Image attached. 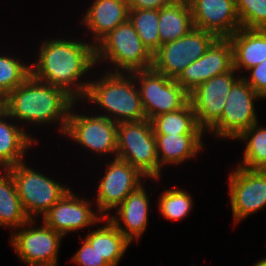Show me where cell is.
<instances>
[{
  "mask_svg": "<svg viewBox=\"0 0 266 266\" xmlns=\"http://www.w3.org/2000/svg\"><path fill=\"white\" fill-rule=\"evenodd\" d=\"M49 39L41 42L31 75L42 82L64 89L75 100H82L90 81L81 78L96 64L95 46L90 42ZM79 80V81H78Z\"/></svg>",
  "mask_w": 266,
  "mask_h": 266,
  "instance_id": "cell-1",
  "label": "cell"
},
{
  "mask_svg": "<svg viewBox=\"0 0 266 266\" xmlns=\"http://www.w3.org/2000/svg\"><path fill=\"white\" fill-rule=\"evenodd\" d=\"M75 101L64 89L30 75L6 96V113L11 121L16 119L24 124L27 122L42 126L45 123H59L61 125L58 129L64 135L69 112Z\"/></svg>",
  "mask_w": 266,
  "mask_h": 266,
  "instance_id": "cell-2",
  "label": "cell"
},
{
  "mask_svg": "<svg viewBox=\"0 0 266 266\" xmlns=\"http://www.w3.org/2000/svg\"><path fill=\"white\" fill-rule=\"evenodd\" d=\"M105 73L99 80L90 81L82 101L86 99L100 106L106 112L99 115L116 123L146 119L134 75L112 70Z\"/></svg>",
  "mask_w": 266,
  "mask_h": 266,
  "instance_id": "cell-3",
  "label": "cell"
},
{
  "mask_svg": "<svg viewBox=\"0 0 266 266\" xmlns=\"http://www.w3.org/2000/svg\"><path fill=\"white\" fill-rule=\"evenodd\" d=\"M95 52L96 63L101 60L113 63L116 68L114 73L148 70L153 64V55L144 46L129 19L105 36L95 46Z\"/></svg>",
  "mask_w": 266,
  "mask_h": 266,
  "instance_id": "cell-4",
  "label": "cell"
},
{
  "mask_svg": "<svg viewBox=\"0 0 266 266\" xmlns=\"http://www.w3.org/2000/svg\"><path fill=\"white\" fill-rule=\"evenodd\" d=\"M116 158L128 162L146 178L157 180L161 177L162 168L157 157L156 137L150 120L118 123Z\"/></svg>",
  "mask_w": 266,
  "mask_h": 266,
  "instance_id": "cell-5",
  "label": "cell"
},
{
  "mask_svg": "<svg viewBox=\"0 0 266 266\" xmlns=\"http://www.w3.org/2000/svg\"><path fill=\"white\" fill-rule=\"evenodd\" d=\"M25 162L8 168L11 172L22 206L30 218L42 217L71 188L28 167Z\"/></svg>",
  "mask_w": 266,
  "mask_h": 266,
  "instance_id": "cell-6",
  "label": "cell"
},
{
  "mask_svg": "<svg viewBox=\"0 0 266 266\" xmlns=\"http://www.w3.org/2000/svg\"><path fill=\"white\" fill-rule=\"evenodd\" d=\"M138 84L141 104L146 119L173 112L183 108L189 102V93L176 81L152 68L132 72Z\"/></svg>",
  "mask_w": 266,
  "mask_h": 266,
  "instance_id": "cell-7",
  "label": "cell"
},
{
  "mask_svg": "<svg viewBox=\"0 0 266 266\" xmlns=\"http://www.w3.org/2000/svg\"><path fill=\"white\" fill-rule=\"evenodd\" d=\"M216 38L211 32L193 28L187 35L162 44L153 54L152 69L177 79L185 68L205 54Z\"/></svg>",
  "mask_w": 266,
  "mask_h": 266,
  "instance_id": "cell-8",
  "label": "cell"
},
{
  "mask_svg": "<svg viewBox=\"0 0 266 266\" xmlns=\"http://www.w3.org/2000/svg\"><path fill=\"white\" fill-rule=\"evenodd\" d=\"M263 99L241 77L231 88L220 119L208 132L217 138L233 141L248 128L258 122L254 100Z\"/></svg>",
  "mask_w": 266,
  "mask_h": 266,
  "instance_id": "cell-9",
  "label": "cell"
},
{
  "mask_svg": "<svg viewBox=\"0 0 266 266\" xmlns=\"http://www.w3.org/2000/svg\"><path fill=\"white\" fill-rule=\"evenodd\" d=\"M35 222L31 219L20 226V230L17 228V233H12V248L27 266H58V251L63 236L44 222L39 228L33 227Z\"/></svg>",
  "mask_w": 266,
  "mask_h": 266,
  "instance_id": "cell-10",
  "label": "cell"
},
{
  "mask_svg": "<svg viewBox=\"0 0 266 266\" xmlns=\"http://www.w3.org/2000/svg\"><path fill=\"white\" fill-rule=\"evenodd\" d=\"M72 105L64 135L80 144L90 152L98 154H117L118 123L103 115H83L73 111Z\"/></svg>",
  "mask_w": 266,
  "mask_h": 266,
  "instance_id": "cell-11",
  "label": "cell"
},
{
  "mask_svg": "<svg viewBox=\"0 0 266 266\" xmlns=\"http://www.w3.org/2000/svg\"><path fill=\"white\" fill-rule=\"evenodd\" d=\"M229 191L236 224L266 206V170L237 166L230 172Z\"/></svg>",
  "mask_w": 266,
  "mask_h": 266,
  "instance_id": "cell-12",
  "label": "cell"
},
{
  "mask_svg": "<svg viewBox=\"0 0 266 266\" xmlns=\"http://www.w3.org/2000/svg\"><path fill=\"white\" fill-rule=\"evenodd\" d=\"M113 161V162H112ZM106 163V172L100 178L97 191L96 213L107 218L114 208L116 209L125 198L142 185L144 176L138 169L128 162L114 158Z\"/></svg>",
  "mask_w": 266,
  "mask_h": 266,
  "instance_id": "cell-13",
  "label": "cell"
},
{
  "mask_svg": "<svg viewBox=\"0 0 266 266\" xmlns=\"http://www.w3.org/2000/svg\"><path fill=\"white\" fill-rule=\"evenodd\" d=\"M231 71L212 77L189 93L196 120L203 131H208L221 117L227 95L232 86L242 77ZM235 75V76H234Z\"/></svg>",
  "mask_w": 266,
  "mask_h": 266,
  "instance_id": "cell-14",
  "label": "cell"
},
{
  "mask_svg": "<svg viewBox=\"0 0 266 266\" xmlns=\"http://www.w3.org/2000/svg\"><path fill=\"white\" fill-rule=\"evenodd\" d=\"M233 69V48L229 38H216L205 54L185 68L176 81L188 92L212 77Z\"/></svg>",
  "mask_w": 266,
  "mask_h": 266,
  "instance_id": "cell-15",
  "label": "cell"
},
{
  "mask_svg": "<svg viewBox=\"0 0 266 266\" xmlns=\"http://www.w3.org/2000/svg\"><path fill=\"white\" fill-rule=\"evenodd\" d=\"M70 189L50 210L42 217L43 222L62 236L69 232L87 228L104 220V217L92 210L90 200L76 196Z\"/></svg>",
  "mask_w": 266,
  "mask_h": 266,
  "instance_id": "cell-16",
  "label": "cell"
},
{
  "mask_svg": "<svg viewBox=\"0 0 266 266\" xmlns=\"http://www.w3.org/2000/svg\"><path fill=\"white\" fill-rule=\"evenodd\" d=\"M194 28L229 38L241 28L236 0H188Z\"/></svg>",
  "mask_w": 266,
  "mask_h": 266,
  "instance_id": "cell-17",
  "label": "cell"
},
{
  "mask_svg": "<svg viewBox=\"0 0 266 266\" xmlns=\"http://www.w3.org/2000/svg\"><path fill=\"white\" fill-rule=\"evenodd\" d=\"M144 185H140L130 193L115 209L116 215H108L107 219L132 243V240L143 235L148 224L149 198ZM112 216V217H111ZM109 217V218H108ZM119 221H122L123 227Z\"/></svg>",
  "mask_w": 266,
  "mask_h": 266,
  "instance_id": "cell-18",
  "label": "cell"
},
{
  "mask_svg": "<svg viewBox=\"0 0 266 266\" xmlns=\"http://www.w3.org/2000/svg\"><path fill=\"white\" fill-rule=\"evenodd\" d=\"M81 23L90 30L96 46L118 25L129 18L128 0H94Z\"/></svg>",
  "mask_w": 266,
  "mask_h": 266,
  "instance_id": "cell-19",
  "label": "cell"
},
{
  "mask_svg": "<svg viewBox=\"0 0 266 266\" xmlns=\"http://www.w3.org/2000/svg\"><path fill=\"white\" fill-rule=\"evenodd\" d=\"M233 48V68L238 72L266 60V29L239 28L229 37Z\"/></svg>",
  "mask_w": 266,
  "mask_h": 266,
  "instance_id": "cell-20",
  "label": "cell"
},
{
  "mask_svg": "<svg viewBox=\"0 0 266 266\" xmlns=\"http://www.w3.org/2000/svg\"><path fill=\"white\" fill-rule=\"evenodd\" d=\"M204 134L155 135L160 167L178 165L199 154L203 149Z\"/></svg>",
  "mask_w": 266,
  "mask_h": 266,
  "instance_id": "cell-21",
  "label": "cell"
},
{
  "mask_svg": "<svg viewBox=\"0 0 266 266\" xmlns=\"http://www.w3.org/2000/svg\"><path fill=\"white\" fill-rule=\"evenodd\" d=\"M11 119L5 113L0 117V167L8 169L18 163L25 162L23 159L26 150L38 141L28 135L25 129L19 125L7 122ZM33 138V139H32Z\"/></svg>",
  "mask_w": 266,
  "mask_h": 266,
  "instance_id": "cell-22",
  "label": "cell"
},
{
  "mask_svg": "<svg viewBox=\"0 0 266 266\" xmlns=\"http://www.w3.org/2000/svg\"><path fill=\"white\" fill-rule=\"evenodd\" d=\"M158 28L161 45L187 35L194 28L188 0H177L162 7L159 10Z\"/></svg>",
  "mask_w": 266,
  "mask_h": 266,
  "instance_id": "cell-23",
  "label": "cell"
},
{
  "mask_svg": "<svg viewBox=\"0 0 266 266\" xmlns=\"http://www.w3.org/2000/svg\"><path fill=\"white\" fill-rule=\"evenodd\" d=\"M104 220L107 221L105 226L92 230L85 239L111 266H117L131 242L111 221L107 218Z\"/></svg>",
  "mask_w": 266,
  "mask_h": 266,
  "instance_id": "cell-24",
  "label": "cell"
},
{
  "mask_svg": "<svg viewBox=\"0 0 266 266\" xmlns=\"http://www.w3.org/2000/svg\"><path fill=\"white\" fill-rule=\"evenodd\" d=\"M0 174V226L15 230L30 221L18 196L16 184L8 169ZM4 171V172H3Z\"/></svg>",
  "mask_w": 266,
  "mask_h": 266,
  "instance_id": "cell-25",
  "label": "cell"
},
{
  "mask_svg": "<svg viewBox=\"0 0 266 266\" xmlns=\"http://www.w3.org/2000/svg\"><path fill=\"white\" fill-rule=\"evenodd\" d=\"M151 123L155 135L204 133L189 102L179 110L154 117Z\"/></svg>",
  "mask_w": 266,
  "mask_h": 266,
  "instance_id": "cell-26",
  "label": "cell"
},
{
  "mask_svg": "<svg viewBox=\"0 0 266 266\" xmlns=\"http://www.w3.org/2000/svg\"><path fill=\"white\" fill-rule=\"evenodd\" d=\"M258 123L246 129L237 138L246 142L243 163L238 166L247 169L266 170V127H260Z\"/></svg>",
  "mask_w": 266,
  "mask_h": 266,
  "instance_id": "cell-27",
  "label": "cell"
},
{
  "mask_svg": "<svg viewBox=\"0 0 266 266\" xmlns=\"http://www.w3.org/2000/svg\"><path fill=\"white\" fill-rule=\"evenodd\" d=\"M129 21L133 24L144 46L153 55L161 46L159 36V10L129 9Z\"/></svg>",
  "mask_w": 266,
  "mask_h": 266,
  "instance_id": "cell-28",
  "label": "cell"
},
{
  "mask_svg": "<svg viewBox=\"0 0 266 266\" xmlns=\"http://www.w3.org/2000/svg\"><path fill=\"white\" fill-rule=\"evenodd\" d=\"M17 59L0 54V94L4 97L31 75V67Z\"/></svg>",
  "mask_w": 266,
  "mask_h": 266,
  "instance_id": "cell-29",
  "label": "cell"
},
{
  "mask_svg": "<svg viewBox=\"0 0 266 266\" xmlns=\"http://www.w3.org/2000/svg\"><path fill=\"white\" fill-rule=\"evenodd\" d=\"M191 196L181 189L165 190L159 199V211L168 220H180L190 213L193 207Z\"/></svg>",
  "mask_w": 266,
  "mask_h": 266,
  "instance_id": "cell-30",
  "label": "cell"
},
{
  "mask_svg": "<svg viewBox=\"0 0 266 266\" xmlns=\"http://www.w3.org/2000/svg\"><path fill=\"white\" fill-rule=\"evenodd\" d=\"M236 10L241 27L266 29V0H236Z\"/></svg>",
  "mask_w": 266,
  "mask_h": 266,
  "instance_id": "cell-31",
  "label": "cell"
},
{
  "mask_svg": "<svg viewBox=\"0 0 266 266\" xmlns=\"http://www.w3.org/2000/svg\"><path fill=\"white\" fill-rule=\"evenodd\" d=\"M71 260L79 266H111L86 239Z\"/></svg>",
  "mask_w": 266,
  "mask_h": 266,
  "instance_id": "cell-32",
  "label": "cell"
},
{
  "mask_svg": "<svg viewBox=\"0 0 266 266\" xmlns=\"http://www.w3.org/2000/svg\"><path fill=\"white\" fill-rule=\"evenodd\" d=\"M248 71H250V78L242 77L258 95L266 99V60Z\"/></svg>",
  "mask_w": 266,
  "mask_h": 266,
  "instance_id": "cell-33",
  "label": "cell"
},
{
  "mask_svg": "<svg viewBox=\"0 0 266 266\" xmlns=\"http://www.w3.org/2000/svg\"><path fill=\"white\" fill-rule=\"evenodd\" d=\"M177 0H128L129 9H157L175 3Z\"/></svg>",
  "mask_w": 266,
  "mask_h": 266,
  "instance_id": "cell-34",
  "label": "cell"
},
{
  "mask_svg": "<svg viewBox=\"0 0 266 266\" xmlns=\"http://www.w3.org/2000/svg\"><path fill=\"white\" fill-rule=\"evenodd\" d=\"M6 113V97L0 94V117Z\"/></svg>",
  "mask_w": 266,
  "mask_h": 266,
  "instance_id": "cell-35",
  "label": "cell"
},
{
  "mask_svg": "<svg viewBox=\"0 0 266 266\" xmlns=\"http://www.w3.org/2000/svg\"><path fill=\"white\" fill-rule=\"evenodd\" d=\"M253 266H266V258H263L262 260L256 262Z\"/></svg>",
  "mask_w": 266,
  "mask_h": 266,
  "instance_id": "cell-36",
  "label": "cell"
}]
</instances>
